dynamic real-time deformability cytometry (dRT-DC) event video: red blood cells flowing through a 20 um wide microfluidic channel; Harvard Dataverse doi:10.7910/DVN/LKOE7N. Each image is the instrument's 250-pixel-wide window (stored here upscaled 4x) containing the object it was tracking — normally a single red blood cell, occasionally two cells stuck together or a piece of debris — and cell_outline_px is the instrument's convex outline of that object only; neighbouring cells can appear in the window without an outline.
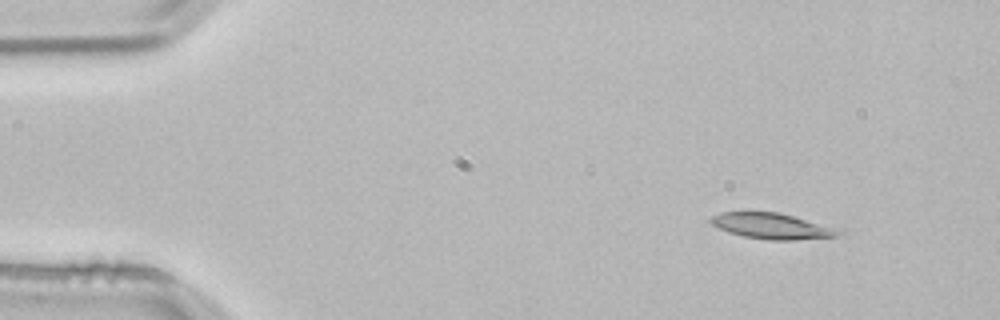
{"species": "common noctule bat (a hibernating species)", "species_latin": "Nyctalus noctula", "temperature_condition": "room temperature", "stored_images_in_passage": 2, "segment_of_instrument_passage": [2, 2], "camera_frame_rate_fps": 3000, "um_per_image_px": 0.085, "animal": {"sex": "male", "body_mass_g": 21.5, "forearm_length_mm": 52.0}, "frame": {"image": 1, "passage_image": 2, "time_ms": 0.333, "image_size_px": [1000, 320], "cell_outline_px": [[844, 232], [836, 236], [796, 240], [768, 240], [744, 236], [728, 232], [712, 224], [708, 220], [712, 216], [720, 212], [780, 212], [844, 228]], "centroid_in_image_um": [65.73, 19.21], "position_along_channel_um": 19.3, "area_um2": 19.65}}